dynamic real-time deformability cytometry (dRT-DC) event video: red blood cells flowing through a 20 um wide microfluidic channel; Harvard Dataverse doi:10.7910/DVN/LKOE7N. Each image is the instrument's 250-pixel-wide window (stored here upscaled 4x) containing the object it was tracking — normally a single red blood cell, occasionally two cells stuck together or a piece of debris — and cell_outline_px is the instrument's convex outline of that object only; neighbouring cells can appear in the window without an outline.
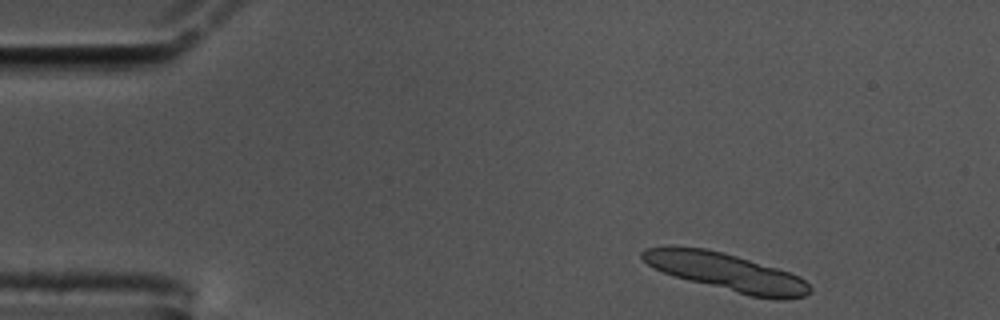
{"species": "common noctule bat (a hibernating species)", "species_latin": "Nyctalus noctula", "temperature_condition": "cold", "stored_images_in_passage": 11, "camera_frame_rate_fps": 3000, "um_per_image_px": 0.085, "animal": {"sex": "male", "body_mass_g": 17.5, "forearm_length_mm": 52.3}, "frame": {"image": 1, "passage_image": 2, "time_ms": 0.333, "image_size_px": [1000, 320], "cell_outline_px": [[812, 288], [804, 296], [780, 300], [752, 296], [676, 276], [664, 272], [648, 264], [640, 256], [640, 252], [644, 248], [704, 248], [724, 252], [776, 268], [800, 276]], "centroid_in_image_um": [61.8, 23.13], "position_along_channel_um": 23.2, "area_um2": 35.49}}